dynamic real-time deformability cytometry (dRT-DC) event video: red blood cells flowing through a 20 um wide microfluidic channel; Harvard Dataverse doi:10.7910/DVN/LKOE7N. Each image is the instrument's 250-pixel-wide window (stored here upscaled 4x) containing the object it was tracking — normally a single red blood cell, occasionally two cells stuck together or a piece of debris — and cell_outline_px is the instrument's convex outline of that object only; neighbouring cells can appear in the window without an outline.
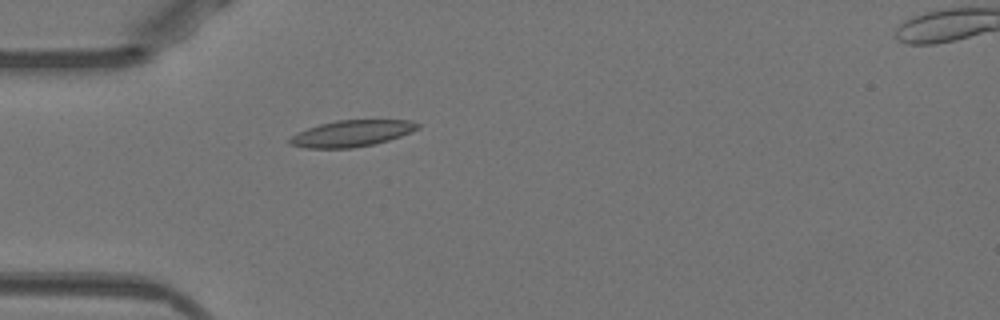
{"species": "Egyptian fruit bat (a non-hibernating species)", "species_latin": "Rousettus aegyptiacus", "temperature_condition": "warm", "stored_images_in_passage": 37, "camera_frame_rate_fps": 3000, "um_per_image_px": 0.085, "animal": {"sex": "female"}, "frame": {"image": 1, "passage_image": 1, "time_ms": 0.0, "image_size_px": [1000, 320], "cell_outline_px": [[420, 128], [400, 136], [376, 144], [352, 148], [304, 148], [288, 144], [288, 140], [296, 132], [320, 124], [336, 120], [412, 120], [420, 124]], "centroid_in_image_um": [29.88, 11.34], "position_along_channel_um": 55.1, "area_um2": 19.77}}
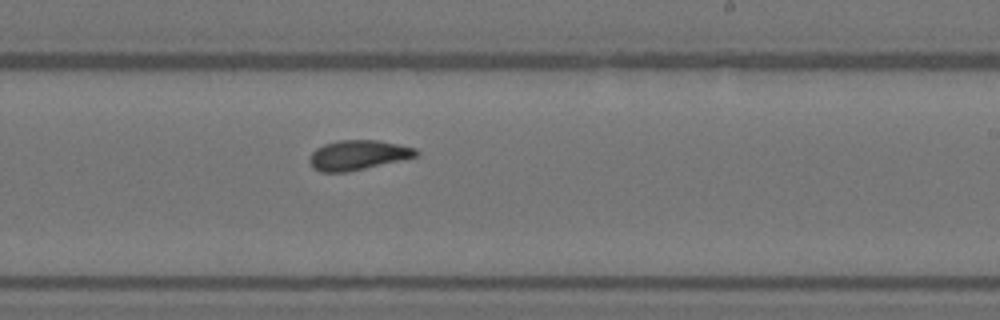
{"frame": {"image": 2, "passage_image": 17, "time_ms": 5.333, "image_size_px": [1000, 320], "cell_outline_px": [[420, 152], [416, 156], [400, 160], [348, 172], [320, 172], [312, 168], [308, 160], [308, 156], [316, 148], [324, 144], [336, 140], [376, 140], [416, 148]], "centroid_in_image_um": [30.36, 13.18], "position_along_channel_um": 258.6, "area_um2": 18.5}}
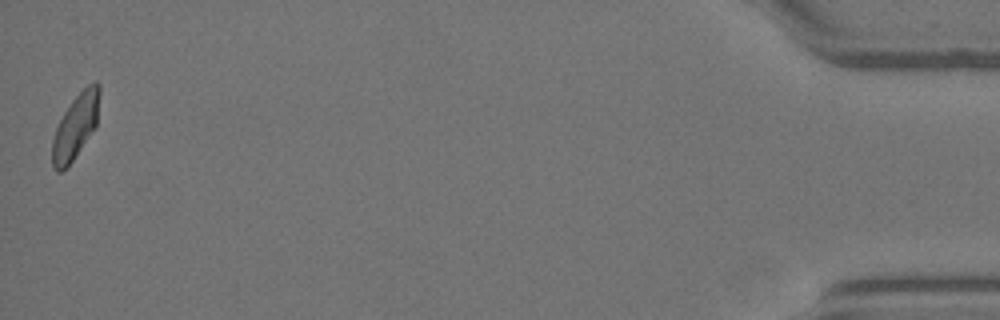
{"frame": {"image": 3, "passage_image": 37, "time_ms": 12.0, "image_size_px": [1000, 320], "cell_outline_px": [[100, 92], [96, 128], [72, 160], [60, 172], [56, 172], [52, 168], [52, 140], [56, 128], [64, 112], [72, 100], [88, 84], [96, 80], [100, 84]], "centroid_in_image_um": [6.43, 10.72], "position_along_channel_um": 428.8, "area_um2": 17.74}, "authors_computed_cell_mechanics": {"area_um2": 18.207, "velocity_mm_per_s": 3.9445, "shape_relaxation_time_tau1_ms": 5.4861, "shape_relaxation_time_tau2_ms": 2.0847, "deformation_change_tau1": 0.1593, "deformation_change_tau2": 0.0731}}